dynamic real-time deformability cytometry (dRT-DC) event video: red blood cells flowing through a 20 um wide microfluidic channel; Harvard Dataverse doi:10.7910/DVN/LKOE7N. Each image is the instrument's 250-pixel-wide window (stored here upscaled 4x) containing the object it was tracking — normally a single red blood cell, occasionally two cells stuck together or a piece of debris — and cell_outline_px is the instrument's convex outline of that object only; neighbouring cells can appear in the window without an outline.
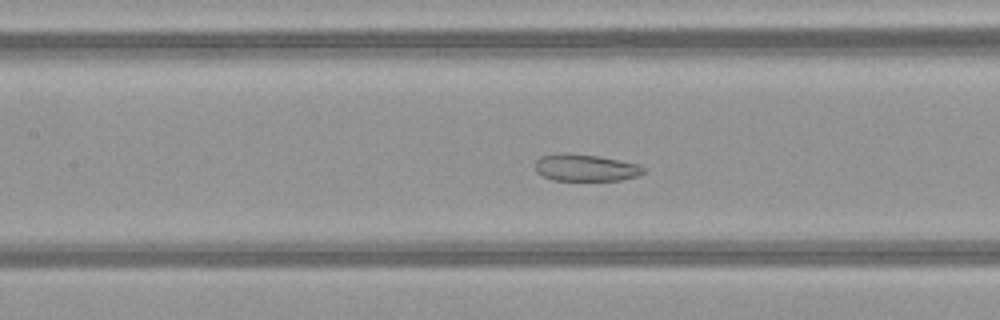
{"species": "common noctule bat (a hibernating species)", "species_latin": "Nyctalus noctula", "temperature_condition": "warm", "stored_images_in_passage": 37, "camera_frame_rate_fps": 3000, "um_per_image_px": 0.085, "animal": {"sex": "female", "body_mass_g": 21.9}, "frame": {"image": 1, "passage_image": 10, "time_ms": 3.0, "image_size_px": [1000, 320], "cell_outline_px": [[644, 172], [636, 176], [620, 180], [552, 180], [536, 172], [536, 160], [540, 156], [560, 152], [568, 152], [596, 156], [640, 164], [644, 168]], "centroid_in_image_um": [49.73, 14.24], "position_along_channel_um": 157.7, "area_um2": 16.99}}
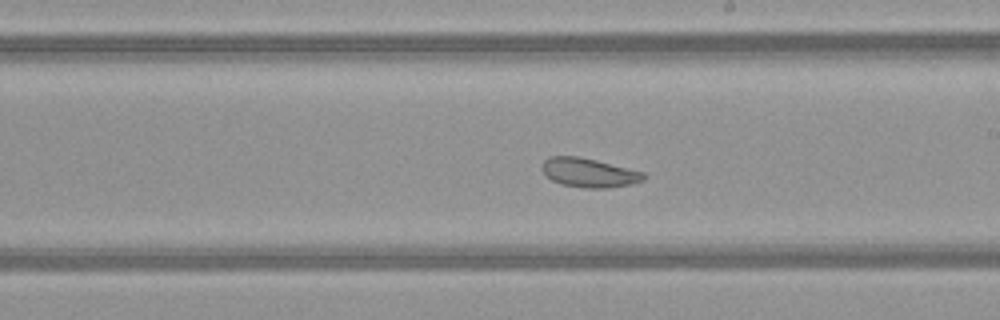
{"frame": {"image": 2, "passage_image": 16, "time_ms": 5.0, "image_size_px": [1000, 320], "cell_outline_px": [[648, 176], [644, 180], [632, 184], [608, 188], [584, 188], [560, 184], [544, 176], [540, 168], [540, 164], [544, 160], [552, 156], [580, 156], [644, 172]], "centroid_in_image_um": [50.03, 14.68], "position_along_channel_um": 239.0, "area_um2": 17.57}}
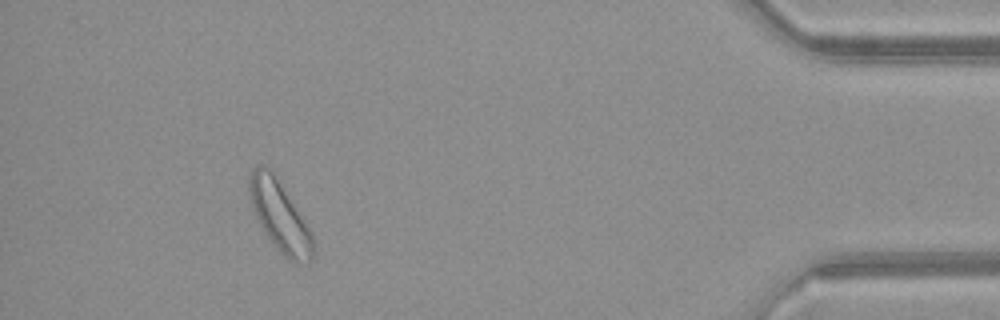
{"frame": {"image": 3, "passage_image": 33, "time_ms": 10.667, "image_size_px": [1000, 320], "cell_outline_px": [[316, 248], [312, 260], [308, 264], [292, 264], [280, 252], [268, 236], [260, 224], [256, 216], [248, 192], [248, 176], [252, 168], [260, 164], [264, 164], [276, 176], [312, 232]], "centroid_in_image_um": [23.81, 18.41], "position_along_channel_um": 411.4, "area_um2": 26.36}, "authors_computed_cell_mechanics": {"area_um2": 19.1896, "velocity_mm_per_s": 4.0769, "shape_relaxation_time_tau1_ms": null, "shape_relaxation_time_tau2_ms": 6.7268, "deformation_change_tau1": null, "deformation_change_tau2": 0.1489}}